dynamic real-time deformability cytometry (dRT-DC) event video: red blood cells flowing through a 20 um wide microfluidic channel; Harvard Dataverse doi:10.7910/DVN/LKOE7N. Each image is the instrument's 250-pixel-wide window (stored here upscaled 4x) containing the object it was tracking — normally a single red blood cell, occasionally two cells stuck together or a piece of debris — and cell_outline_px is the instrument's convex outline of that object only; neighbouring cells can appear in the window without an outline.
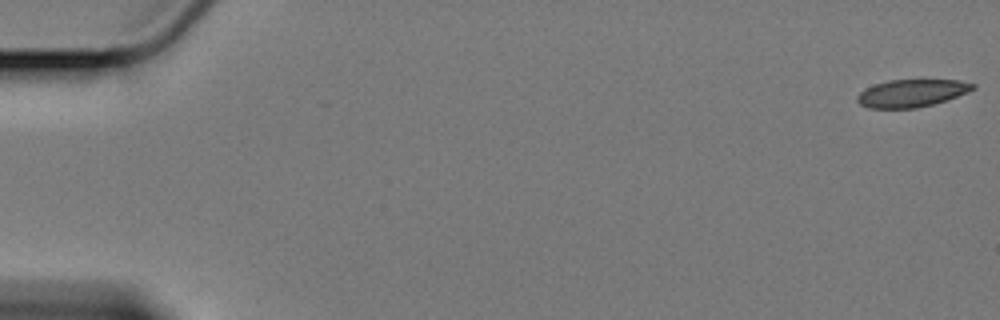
{"species": "Egyptian fruit bat (a non-hibernating species)", "species_latin": "Rousettus aegyptiacus", "temperature_condition": "cold", "stored_images_in_passage": 15, "camera_frame_rate_fps": 3000, "um_per_image_px": 0.085, "animal": {"sex": "female"}, "frame": {"image": 1, "passage_image": 1, "time_ms": 0.0, "image_size_px": [1000, 320], "cell_outline_px": [[976, 88], [968, 92], [948, 100], [916, 108], [868, 108], [860, 104], [856, 100], [856, 96], [860, 92], [876, 84], [888, 80], [960, 80], [976, 84]], "centroid_in_image_um": [77.52, 7.92], "position_along_channel_um": 7.5, "area_um2": 18.55}}